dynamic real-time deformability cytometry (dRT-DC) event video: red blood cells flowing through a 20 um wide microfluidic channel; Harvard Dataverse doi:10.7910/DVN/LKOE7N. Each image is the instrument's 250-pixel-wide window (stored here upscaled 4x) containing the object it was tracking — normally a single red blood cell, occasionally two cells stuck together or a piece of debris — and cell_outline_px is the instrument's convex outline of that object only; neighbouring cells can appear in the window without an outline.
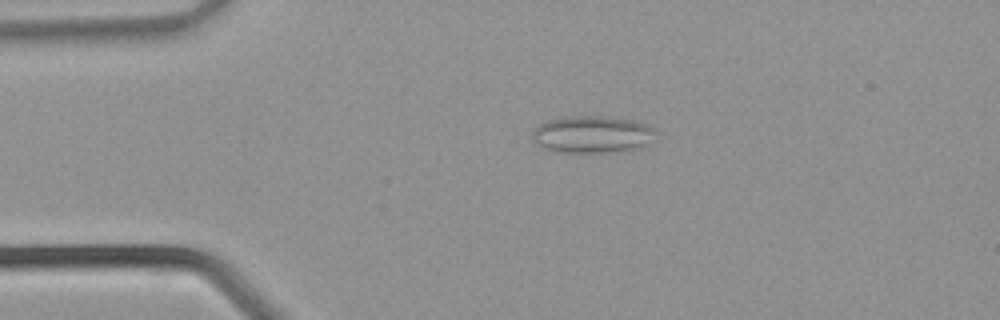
{"species": "common noctule bat (a hibernating species)", "species_latin": "Nyctalus noctula", "temperature_condition": "warm", "stored_images_in_passage": 36, "camera_frame_rate_fps": 3000, "um_per_image_px": 0.085, "animal": {"sex": "male", "body_mass_g": 21.5, "forearm_length_mm": 52.0}, "frame": {"image": 1, "passage_image": 9, "time_ms": 2.667, "image_size_px": [1000, 320], "cell_outline_px": [[636, 128], [632, 144], [620, 148], [556, 148], [548, 144], [544, 128], [548, 124], [568, 120], [600, 120], [632, 124]], "centroid_in_image_um": [50.12, 11.41], "position_along_channel_um": 34.9, "area_um2": 16.53}}
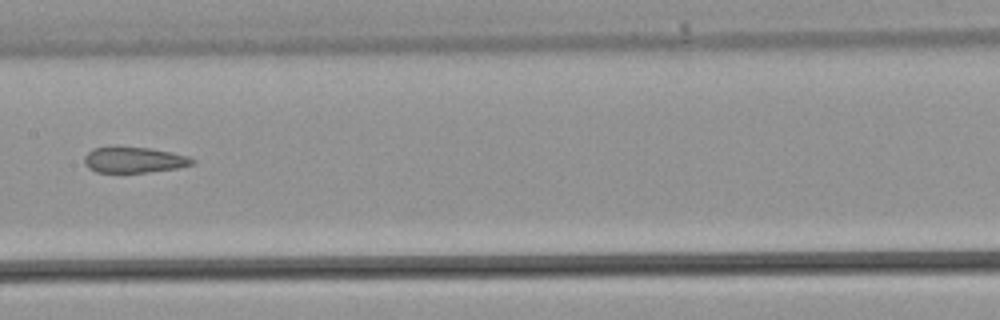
{"frame": {"image": 2, "passage_image": 19, "time_ms": 6.0, "image_size_px": [1000, 320], "cell_outline_px": [[192, 160], [188, 164], [172, 168], [140, 172], [100, 172], [92, 168], [88, 164], [88, 156], [96, 148], [144, 148], [164, 152], [180, 156]], "centroid_in_image_um": [11.33, 13.61], "position_along_channel_um": 196.1, "area_um2": 14.22}}
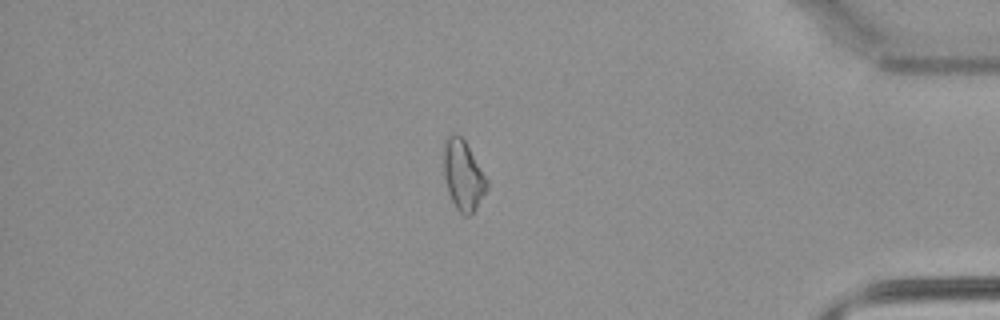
{"frame": {"image": 3, "passage_image": 31, "time_ms": 10.0, "image_size_px": [1000, 320], "cell_outline_px": [[484, 192], [472, 212], [460, 208], [456, 204], [448, 188], [448, 144], [460, 136], [464, 140], [484, 180]], "centroid_in_image_um": [39.43, 14.96], "position_along_channel_um": 395.8, "area_um2": 13.76}}